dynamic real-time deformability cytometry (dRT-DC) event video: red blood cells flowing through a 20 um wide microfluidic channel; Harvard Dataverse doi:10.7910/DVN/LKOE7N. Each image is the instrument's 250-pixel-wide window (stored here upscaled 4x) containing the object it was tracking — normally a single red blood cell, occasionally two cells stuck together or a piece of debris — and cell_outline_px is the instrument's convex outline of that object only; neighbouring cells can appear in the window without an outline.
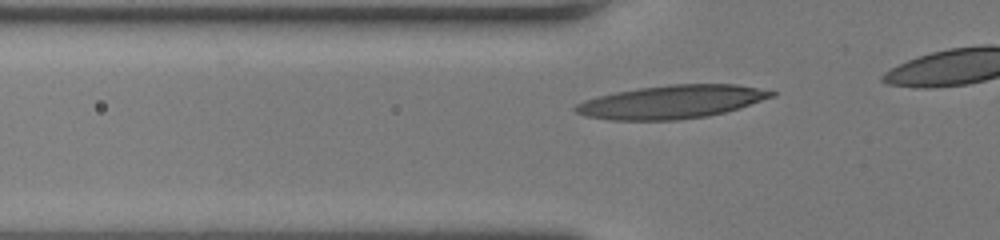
{"species": "human", "species_latin": "Homo sapiens", "temperature_condition": "room temperature", "stored_images_in_passage": 9, "camera_frame_rate_fps": 3000, "um_per_image_px": 0.085, "donor": {"sex": "female"}, "frame": {"image": 1, "passage_image": 3, "time_ms": 0.667, "image_size_px": [1000, 240], "cell_outline_px": [[776, 96], [740, 108], [708, 116], [676, 120], [608, 120], [584, 116], [576, 112], [572, 108], [576, 104], [584, 100], [616, 92], [636, 88], [668, 84], [736, 84], [776, 92]], "centroid_in_image_um": [57.08, 8.66], "position_along_channel_um": 68.7, "area_um2": 38.15}}
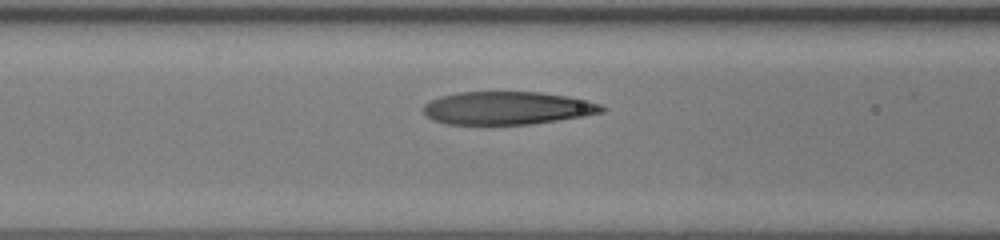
{"frame": {"image": 2, "passage_image": 7, "time_ms": 2.0, "image_size_px": [1000, 240], "cell_outline_px": [[608, 108], [604, 112], [584, 116], [532, 124], [444, 124], [432, 120], [420, 108], [428, 100], [440, 96], [460, 92], [540, 92], [568, 96], [588, 100], [600, 104]], "centroid_in_image_um": [43.11, 9.18], "position_along_channel_um": 123.5, "area_um2": 34.62}}